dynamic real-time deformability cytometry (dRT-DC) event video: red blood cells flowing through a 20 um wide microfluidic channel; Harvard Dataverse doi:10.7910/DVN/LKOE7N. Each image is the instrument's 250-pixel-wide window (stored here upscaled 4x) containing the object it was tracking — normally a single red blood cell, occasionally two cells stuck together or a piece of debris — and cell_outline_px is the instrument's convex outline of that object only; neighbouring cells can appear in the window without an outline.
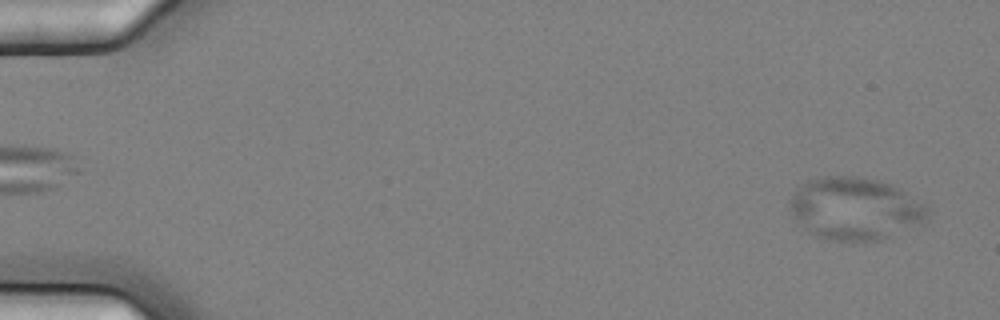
{"species": "common noctule bat (a hibernating species)", "species_latin": "Nyctalus noctula", "temperature_condition": "cold", "stored_images_in_passage": 2, "camera_frame_rate_fps": 3000, "um_per_image_px": 0.085, "animal": {"sex": "female", "body_mass_g": 25.1}, "frame": {"image": 1, "passage_image": 2, "time_ms": 0.333, "image_size_px": [1000, 320], "cell_outline_px": [[928, 212], [924, 220], [920, 224], [880, 240], [836, 240], [816, 236], [808, 232], [796, 224], [788, 208], [788, 204], [792, 196], [808, 180], [824, 176], [860, 176], [880, 180], [892, 184], [900, 188], [928, 208]], "centroid_in_image_um": [72.63, 17.72], "position_along_channel_um": 12.4, "area_um2": 50.0}}